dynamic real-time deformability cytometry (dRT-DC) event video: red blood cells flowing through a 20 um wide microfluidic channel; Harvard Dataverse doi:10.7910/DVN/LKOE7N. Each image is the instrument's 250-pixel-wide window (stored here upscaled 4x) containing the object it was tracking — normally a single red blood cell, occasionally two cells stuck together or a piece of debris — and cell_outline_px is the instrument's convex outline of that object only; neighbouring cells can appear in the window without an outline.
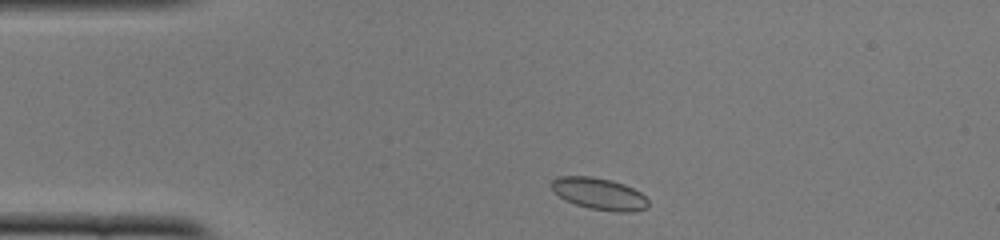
{"species": "common noctule bat (a hibernating species)", "species_latin": "Nyctalus noctula", "temperature_condition": "cold", "stored_images_in_passage": 43, "camera_frame_rate_fps": 3000, "um_per_image_px": 0.085, "animal": {"sex": "female", "body_mass_g": 22.0, "forearm_length_mm": 56.7}, "frame": {"image": 1, "passage_image": 2, "time_ms": 0.333, "image_size_px": [1000, 240], "cell_outline_px": [[648, 208], [632, 212], [616, 212], [588, 208], [564, 200], [548, 184], [552, 180], [560, 176], [592, 176], [612, 180], [624, 184], [640, 192], [648, 200]], "centroid_in_image_um": [50.93, 16.47], "position_along_channel_um": 34.1, "area_um2": 18.03}}
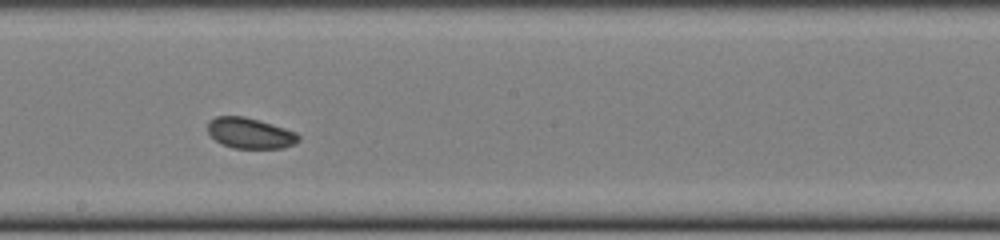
{"frame": {"image": 2, "passage_image": 20, "time_ms": 6.333, "image_size_px": [1000, 240], "cell_outline_px": [[300, 140], [284, 148], [232, 148], [220, 144], [208, 132], [208, 120], [216, 116], [244, 116], [260, 120], [296, 132], [300, 136]], "centroid_in_image_um": [21.24, 11.31], "position_along_channel_um": 227.0, "area_um2": 16.3}}
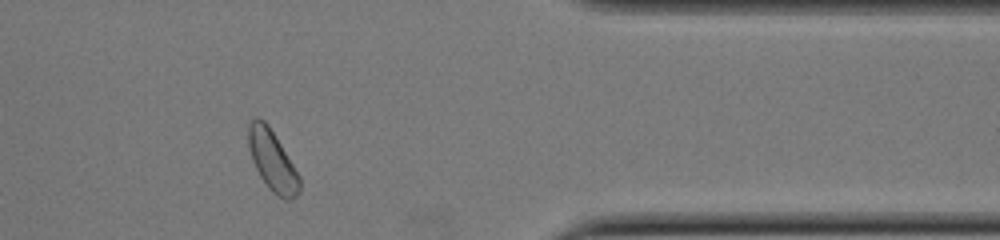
{"frame": {"image": 3, "passage_image": 34, "time_ms": 11.0, "image_size_px": [1000, 240], "cell_outline_px": [[300, 192], [292, 200], [284, 200], [272, 192], [268, 188], [260, 176], [252, 160], [248, 144], [248, 124], [256, 116], [264, 120], [268, 124], [300, 176]], "centroid_in_image_um": [23.15, 13.67], "position_along_channel_um": 388.2, "area_um2": 18.03}, "authors_computed_cell_mechanics": {"area_um2": 16.8776, "velocity_mm_per_s": 3.8653, "shape_relaxation_time_tau1_ms": 2.2437, "shape_relaxation_time_tau2_ms": null, "deformation_change_tau1": 0.0338, "deformation_change_tau2": null}}